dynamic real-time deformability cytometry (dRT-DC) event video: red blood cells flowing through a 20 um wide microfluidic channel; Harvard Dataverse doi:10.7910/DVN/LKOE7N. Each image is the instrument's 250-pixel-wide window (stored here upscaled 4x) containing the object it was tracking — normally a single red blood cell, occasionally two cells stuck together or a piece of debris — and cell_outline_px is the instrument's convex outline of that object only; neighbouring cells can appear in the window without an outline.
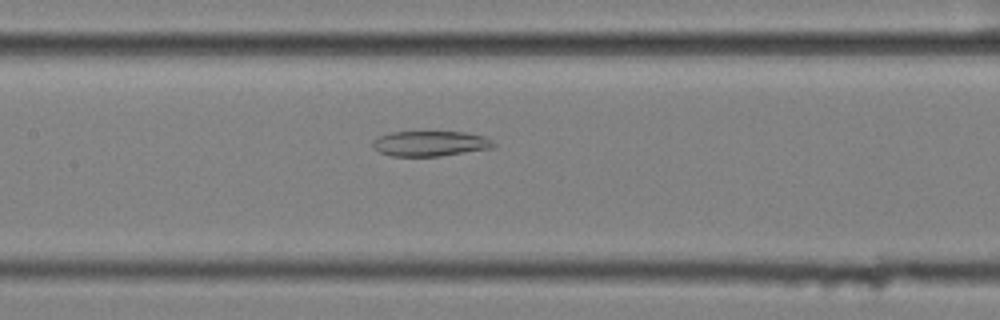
{"species": "common noctule bat (a hibernating species)", "species_latin": "Nyctalus noctula", "temperature_condition": "cold", "stored_images_in_passage": 18, "camera_frame_rate_fps": 3000, "um_per_image_px": 0.085, "animal": {"sex": "female", "body_mass_g": 25.1}, "frame": {"image": 1, "passage_image": 13, "time_ms": 4.0, "image_size_px": [1000, 320], "cell_outline_px": [[496, 144], [492, 148], [440, 156], [392, 156], [380, 152], [372, 148], [372, 140], [376, 136], [392, 132], [464, 132], [484, 136], [492, 140]], "centroid_in_image_um": [36.53, 12.2], "position_along_channel_um": 170.9, "area_um2": 17.86}}
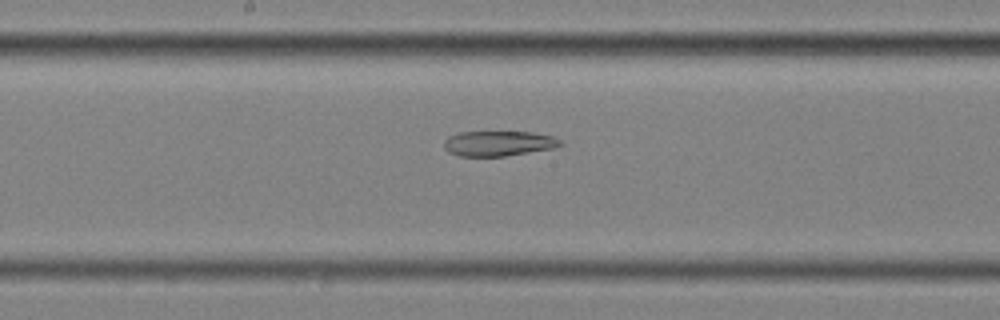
{"frame": {"image": 2, "passage_image": 16, "time_ms": 5.0, "image_size_px": [1000, 320], "cell_outline_px": [[564, 144], [552, 148], [504, 156], [460, 156], [448, 152], [444, 148], [444, 140], [448, 136], [460, 132], [532, 132], [552, 136], [560, 140]], "centroid_in_image_um": [42.34, 12.19], "position_along_channel_um": 205.9, "area_um2": 16.94}}